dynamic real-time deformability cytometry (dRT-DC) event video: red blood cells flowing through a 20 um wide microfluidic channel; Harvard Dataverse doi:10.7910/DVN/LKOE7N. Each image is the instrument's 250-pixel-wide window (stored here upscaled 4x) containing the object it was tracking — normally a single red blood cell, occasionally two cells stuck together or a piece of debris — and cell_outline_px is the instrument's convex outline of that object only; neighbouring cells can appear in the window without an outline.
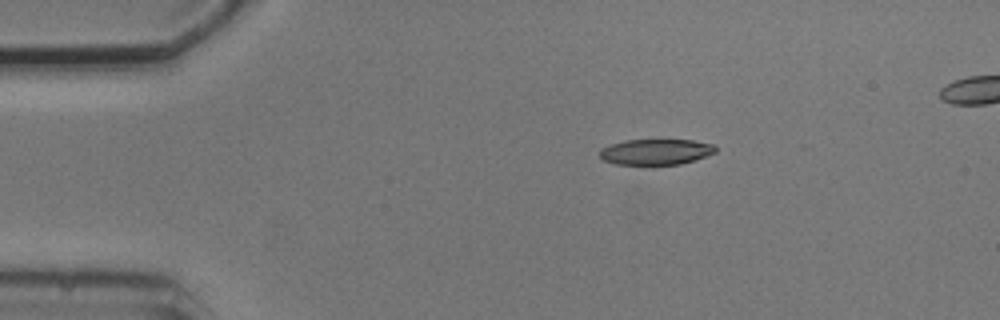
{"species": "common noctule bat (a hibernating species)", "species_latin": "Nyctalus noctula", "temperature_condition": "cold", "stored_images_in_passage": 4, "camera_frame_rate_fps": 3000, "um_per_image_px": 0.085, "animal": {"sex": "male", "body_mass_g": 20.5, "forearm_length_mm": 52.5}, "frame": {"image": 1, "passage_image": 1, "time_ms": 0.0, "image_size_px": [1000, 320], "cell_outline_px": [[716, 152], [696, 160], [680, 164], [648, 168], [616, 164], [604, 160], [600, 156], [600, 148], [624, 140], [692, 140], [716, 144]], "centroid_in_image_um": [55.75, 12.96], "position_along_channel_um": 29.2, "area_um2": 18.26}}
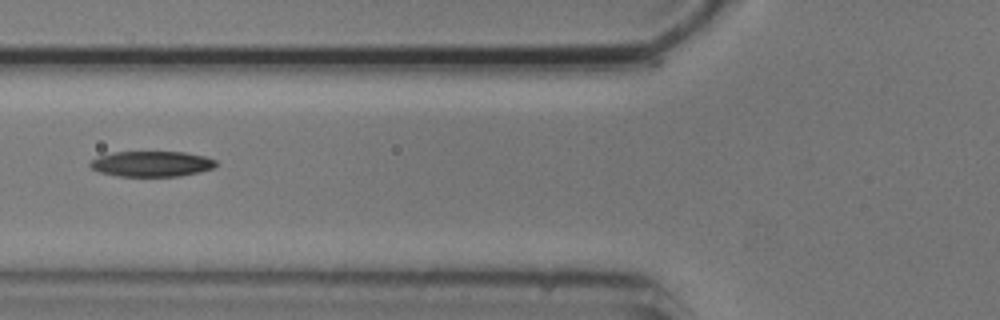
{"frame": {"image": 2, "passage_image": 4, "time_ms": 3.667, "image_size_px": [1000, 320], "cell_outline_px": [[216, 164], [212, 168], [200, 172], [180, 176], [120, 176], [100, 172], [92, 168], [88, 164], [92, 160], [100, 156], [112, 152], [184, 152], [204, 156], [216, 160]], "centroid_in_image_um": [12.89, 13.93], "position_along_channel_um": 112.9, "area_um2": 18.55}}